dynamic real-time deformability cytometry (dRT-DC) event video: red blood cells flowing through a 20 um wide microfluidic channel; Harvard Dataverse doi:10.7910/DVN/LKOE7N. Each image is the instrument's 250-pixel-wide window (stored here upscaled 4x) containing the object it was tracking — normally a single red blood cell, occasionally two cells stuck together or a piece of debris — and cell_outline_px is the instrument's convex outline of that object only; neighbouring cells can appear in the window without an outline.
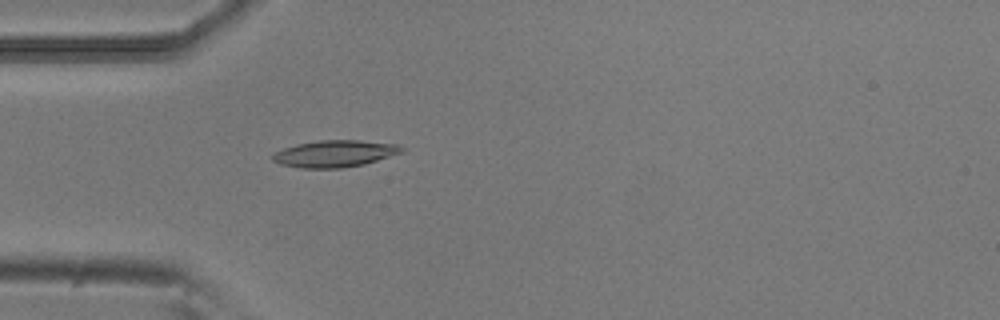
{"species": "common noctule bat (a hibernating species)", "species_latin": "Nyctalus noctula", "temperature_condition": "room temperature", "stored_images_in_passage": 53, "camera_frame_rate_fps": 3000, "um_per_image_px": 0.085, "animal": {"sex": "male", "body_mass_g": 20.5, "forearm_length_mm": 52.5}, "frame": {"image": 1, "passage_image": 15, "time_ms": 4.667, "image_size_px": [1000, 320], "cell_outline_px": [[404, 152], [364, 164], [340, 168], [300, 168], [280, 164], [272, 160], [272, 152], [296, 144], [320, 140], [360, 140], [400, 144], [404, 148]], "centroid_in_image_um": [28.46, 13.05], "position_along_channel_um": 56.5, "area_um2": 20.35}}
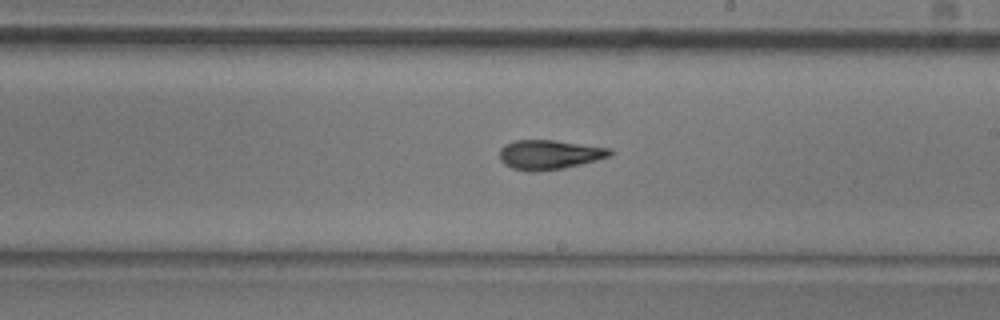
{"frame": {"image": 2, "passage_image": 30, "time_ms": 9.667, "image_size_px": [1000, 320], "cell_outline_px": [[612, 152], [608, 156], [596, 160], [564, 168], [536, 172], [528, 172], [512, 168], [504, 164], [500, 160], [500, 148], [504, 144], [516, 140], [552, 140], [612, 148]], "centroid_in_image_um": [46.65, 13.15], "position_along_channel_um": 242.4, "area_um2": 18.96}}
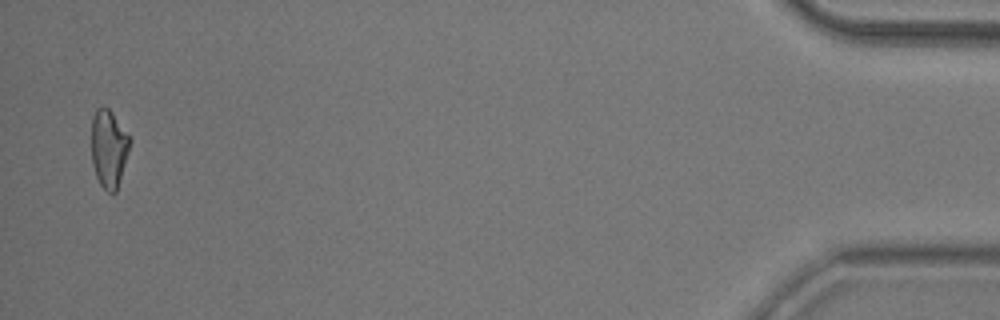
{"frame": {"image": 3, "passage_image": 52, "time_ms": 17.0, "image_size_px": [1000, 320], "cell_outline_px": [[132, 140], [116, 192], [108, 192], [100, 184], [96, 176], [92, 164], [92, 116], [96, 108], [104, 104], [112, 112]], "centroid_in_image_um": [9.24, 12.58], "position_along_channel_um": 426.0, "area_um2": 17.46}, "authors_computed_cell_mechanics": {"area_um2": 18.9006, "velocity_mm_per_s": 3.7819, "shape_relaxation_time_tau1_ms": 5.4368, "shape_relaxation_time_tau2_ms": 2.361, "deformation_change_tau1": 0.1427, "deformation_change_tau2": 0.0989}}